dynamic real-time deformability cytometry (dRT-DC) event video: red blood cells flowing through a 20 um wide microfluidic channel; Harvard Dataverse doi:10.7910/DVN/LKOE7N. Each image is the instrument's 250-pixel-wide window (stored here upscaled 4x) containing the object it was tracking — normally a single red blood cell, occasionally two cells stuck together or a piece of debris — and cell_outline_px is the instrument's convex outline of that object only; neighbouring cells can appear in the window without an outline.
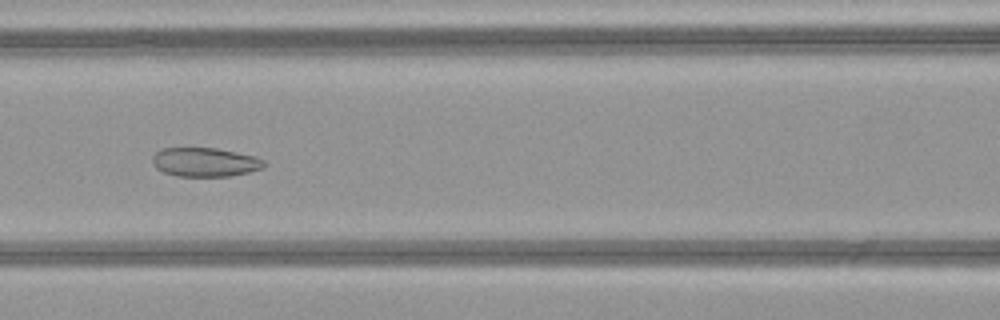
{"species": "common noctule bat (a hibernating species)", "species_latin": "Nyctalus noctula", "temperature_condition": "warm", "stored_images_in_passage": 50, "camera_frame_rate_fps": 3000, "um_per_image_px": 0.085, "animal": {"sex": "female", "body_mass_g": 21.9}, "frame": {"image": 1, "passage_image": 23, "time_ms": 7.333, "image_size_px": [1000, 320], "cell_outline_px": [[268, 164], [264, 168], [232, 176], [176, 176], [164, 172], [156, 168], [152, 164], [152, 156], [160, 148], [216, 148], [256, 156], [264, 160]], "centroid_in_image_um": [17.44, 13.78], "position_along_channel_um": 149.2, "area_um2": 19.07}}
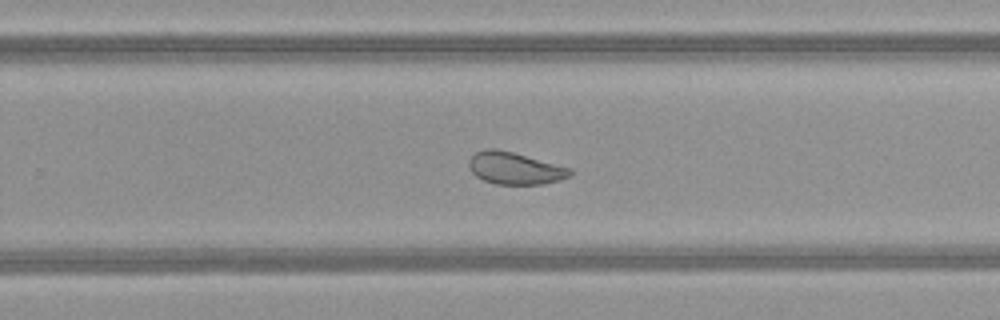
{"frame": {"image": 2, "passage_image": 33, "time_ms": 10.667, "image_size_px": [1000, 320], "cell_outline_px": [[572, 176], [560, 180], [544, 184], [496, 184], [484, 180], [476, 176], [468, 168], [468, 160], [476, 152], [484, 148], [496, 148], [512, 152], [572, 168]], "centroid_in_image_um": [43.76, 14.3], "position_along_channel_um": 286.0, "area_um2": 19.07}}
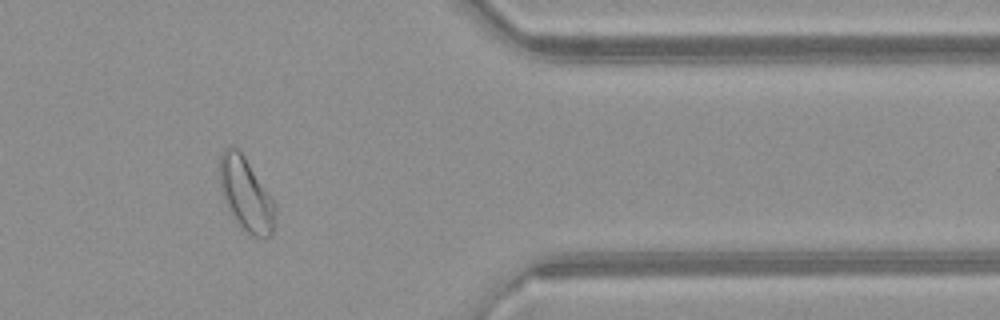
{"frame": {"image": 3, "passage_image": 42, "time_ms": 13.667, "image_size_px": [1000, 320], "cell_outline_px": [[276, 224], [272, 236], [252, 236], [240, 228], [228, 208], [220, 192], [220, 156], [224, 148], [228, 144], [232, 144], [244, 156], [276, 204]], "centroid_in_image_um": [20.91, 16.54], "position_along_channel_um": 390.5, "area_um2": 23.93}, "authors_computed_cell_mechanics": {"area_um2": 25.2586, "velocity_mm_per_s": 4.1199, "shape_relaxation_time_tau1_ms": null, "shape_relaxation_time_tau2_ms": 1.4992, "deformation_change_tau1": null, "deformation_change_tau2": 0.0757}}